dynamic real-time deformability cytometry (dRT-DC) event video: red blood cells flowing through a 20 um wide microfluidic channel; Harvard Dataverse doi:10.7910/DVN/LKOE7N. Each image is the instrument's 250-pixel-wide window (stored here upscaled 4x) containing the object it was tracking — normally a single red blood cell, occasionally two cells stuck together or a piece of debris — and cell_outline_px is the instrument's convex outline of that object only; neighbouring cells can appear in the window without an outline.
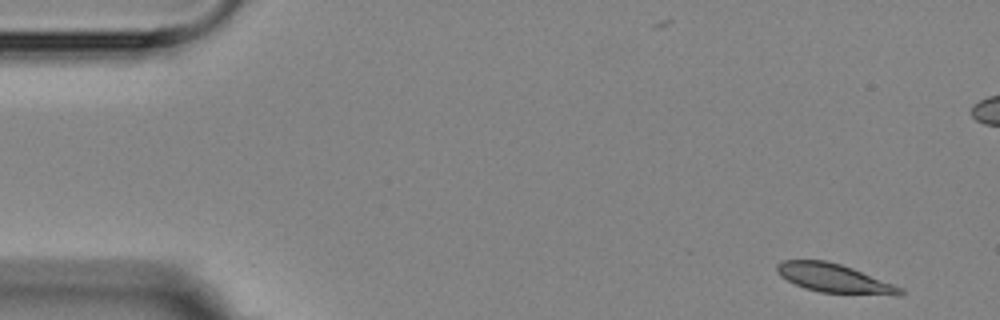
{"species": "Egyptian fruit bat (a non-hibernating species)", "species_latin": "Rousettus aegyptiacus", "temperature_condition": "room temperature", "stored_images_in_passage": 7, "camera_frame_rate_fps": 3000, "um_per_image_px": 0.085, "animal": {"sex": "female"}, "frame": {"image": 1, "passage_image": 1, "time_ms": 0.0, "image_size_px": [1000, 320], "cell_outline_px": [[904, 292], [900, 296], [896, 296], [820, 292], [804, 288], [780, 276], [776, 272], [776, 264], [784, 260], [824, 260], [840, 264], [852, 268], [904, 288]], "centroid_in_image_um": [70.93, 23.66], "position_along_channel_um": 14.1, "area_um2": 20.75}}
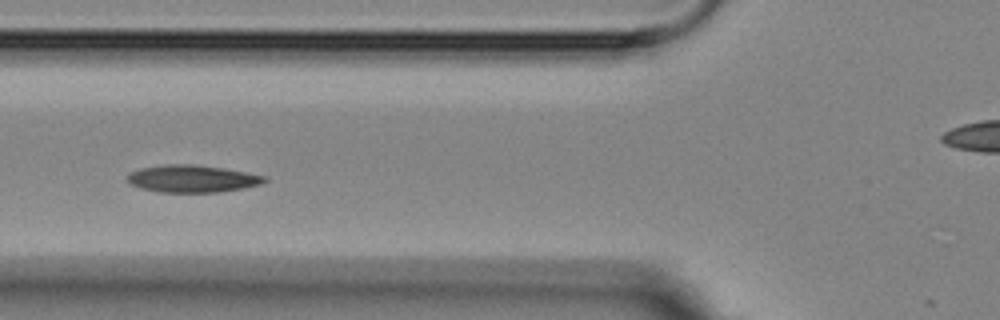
{"frame": {"image": 2, "passage_image": 6, "time_ms": 5.667, "image_size_px": [1000, 320], "cell_outline_px": [[268, 180], [260, 184], [244, 188], [220, 192], [160, 192], [140, 188], [132, 184], [128, 180], [128, 176], [132, 172], [140, 168], [164, 164], [196, 164], [224, 168], [268, 176]], "centroid_in_image_um": [16.39, 15.18], "position_along_channel_um": 109.4, "area_um2": 21.85}}
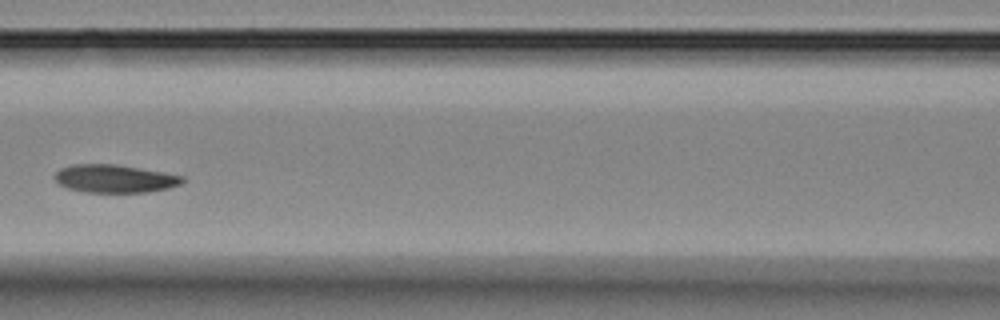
{"frame": {"image": 3, "passage_image": 7, "time_ms": 7.0, "image_size_px": [1000, 320], "cell_outline_px": [[184, 180], [180, 184], [168, 188], [148, 192], [88, 192], [68, 188], [60, 184], [52, 176], [60, 168], [72, 164], [116, 164], [164, 172], [184, 176]], "centroid_in_image_um": [9.74, 15.17], "position_along_channel_um": 156.9, "area_um2": 20.81}}